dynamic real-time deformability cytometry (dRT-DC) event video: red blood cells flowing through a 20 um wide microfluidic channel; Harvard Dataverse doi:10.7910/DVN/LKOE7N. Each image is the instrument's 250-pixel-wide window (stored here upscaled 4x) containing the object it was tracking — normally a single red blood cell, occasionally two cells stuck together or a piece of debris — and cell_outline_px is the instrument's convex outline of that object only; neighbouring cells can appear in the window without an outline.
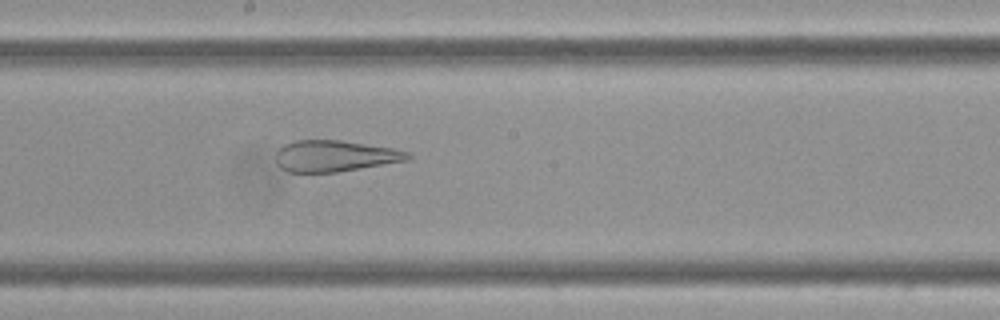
{"species": "Egyptian fruit bat (a non-hibernating species)", "species_latin": "Rousettus aegyptiacus", "temperature_condition": "cold", "stored_images_in_passage": 40, "camera_frame_rate_fps": 3000, "um_per_image_px": 0.085, "frame": {"image": 1, "passage_image": 21, "time_ms": 6.667, "image_size_px": [1000, 320], "cell_outline_px": [[412, 156], [408, 160], [336, 172], [288, 172], [280, 168], [276, 164], [276, 152], [284, 144], [296, 140], [340, 140], [392, 148], [408, 152]], "centroid_in_image_um": [28.42, 13.26], "position_along_channel_um": 219.8, "area_um2": 23.93}}
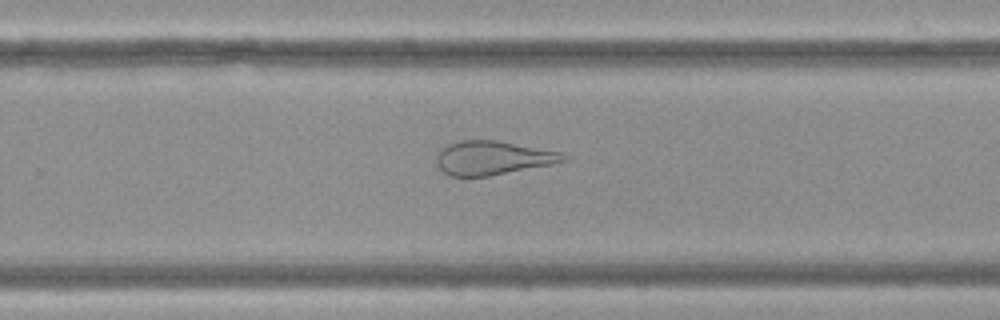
{"frame": {"image": 2, "passage_image": 27, "time_ms": 8.667, "image_size_px": [1000, 320], "cell_outline_px": [[568, 160], [552, 164], [488, 176], [448, 176], [436, 164], [436, 156], [448, 144], [460, 140], [496, 140], [560, 152]], "centroid_in_image_um": [41.85, 13.42], "position_along_channel_um": 288.0, "area_um2": 24.68}}
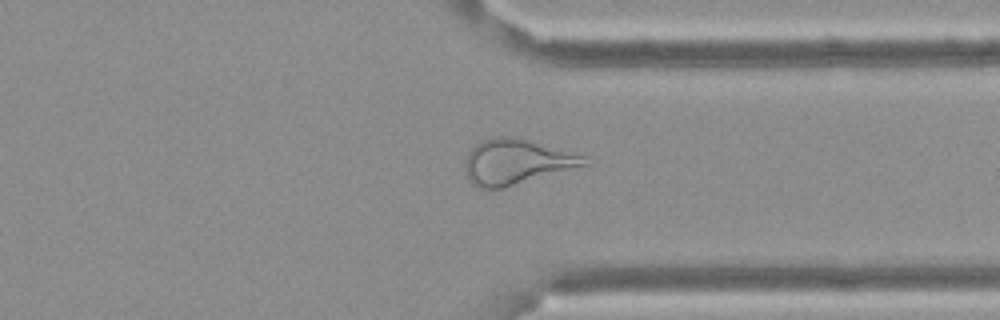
{"frame": {"image": 3, "passage_image": 34, "time_ms": 11.0, "image_size_px": [1000, 320], "cell_outline_px": [[592, 164], [504, 188], [476, 188], [468, 180], [464, 168], [464, 160], [468, 152], [480, 140], [492, 136], [516, 136], [584, 156]], "centroid_in_image_um": [43.86, 13.76], "position_along_channel_um": 367.5, "area_um2": 31.91}}